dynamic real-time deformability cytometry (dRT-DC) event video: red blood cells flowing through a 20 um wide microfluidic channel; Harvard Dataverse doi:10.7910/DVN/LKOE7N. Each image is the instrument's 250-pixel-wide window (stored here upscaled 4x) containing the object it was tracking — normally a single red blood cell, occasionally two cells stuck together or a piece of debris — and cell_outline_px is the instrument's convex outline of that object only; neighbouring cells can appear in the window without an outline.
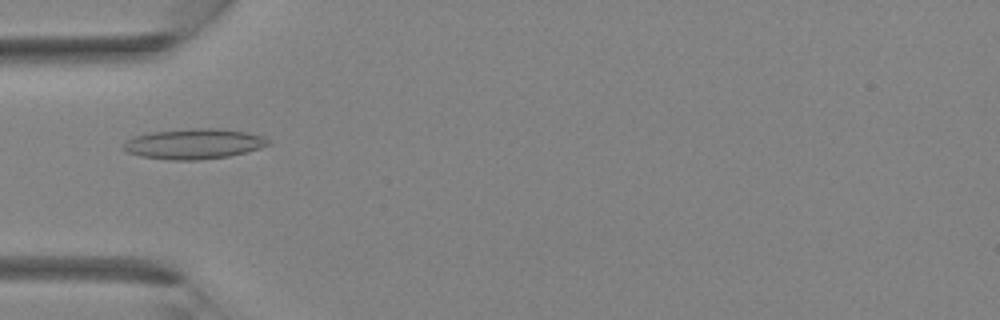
{"species": "Egyptian fruit bat (a non-hibernating species)", "species_latin": "Rousettus aegyptiacus", "temperature_condition": "room temperature", "stored_images_in_passage": 27, "camera_frame_rate_fps": 3000, "um_per_image_px": 0.085, "animal": {"sex": "female"}, "frame": {"image": 1, "passage_image": 2, "time_ms": 0.333, "image_size_px": [1000, 320], "cell_outline_px": [[272, 144], [260, 148], [228, 156], [196, 160], [172, 160], [140, 156], [128, 152], [124, 148], [124, 144], [128, 140], [136, 136], [152, 132], [192, 128], [212, 128], [244, 132], [264, 136]], "centroid_in_image_um": [16.51, 12.23], "position_along_channel_um": 68.5, "area_um2": 25.14}}
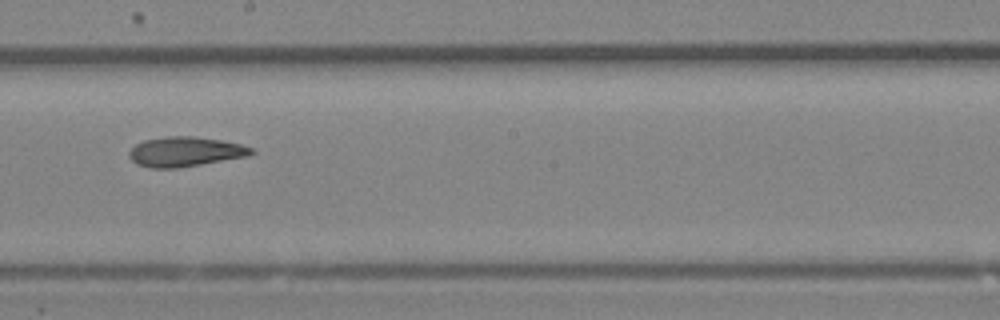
{"frame": {"image": 2, "passage_image": 11, "time_ms": 3.333, "image_size_px": [1000, 320], "cell_outline_px": [[256, 152], [248, 156], [176, 168], [148, 168], [136, 164], [128, 156], [128, 152], [136, 144], [144, 140], [168, 136], [192, 136], [220, 140], [240, 144], [252, 148]], "centroid_in_image_um": [15.71, 12.9], "position_along_channel_um": 232.5, "area_um2": 21.1}}
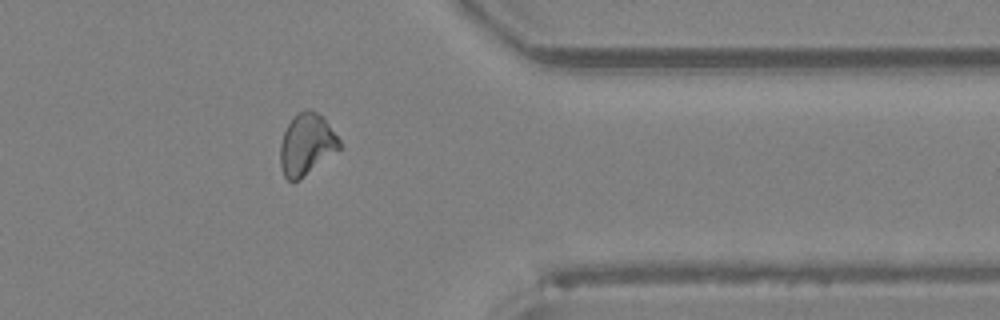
{"frame": {"image": 3, "passage_image": 20, "time_ms": 6.333, "image_size_px": [1000, 320], "cell_outline_px": [[340, 148], [300, 180], [292, 184], [284, 176], [280, 168], [280, 144], [284, 132], [292, 116], [296, 112], [308, 108], [324, 116], [340, 140]], "centroid_in_image_um": [26.03, 12.27], "position_along_channel_um": 385.4, "area_um2": 21.56}}